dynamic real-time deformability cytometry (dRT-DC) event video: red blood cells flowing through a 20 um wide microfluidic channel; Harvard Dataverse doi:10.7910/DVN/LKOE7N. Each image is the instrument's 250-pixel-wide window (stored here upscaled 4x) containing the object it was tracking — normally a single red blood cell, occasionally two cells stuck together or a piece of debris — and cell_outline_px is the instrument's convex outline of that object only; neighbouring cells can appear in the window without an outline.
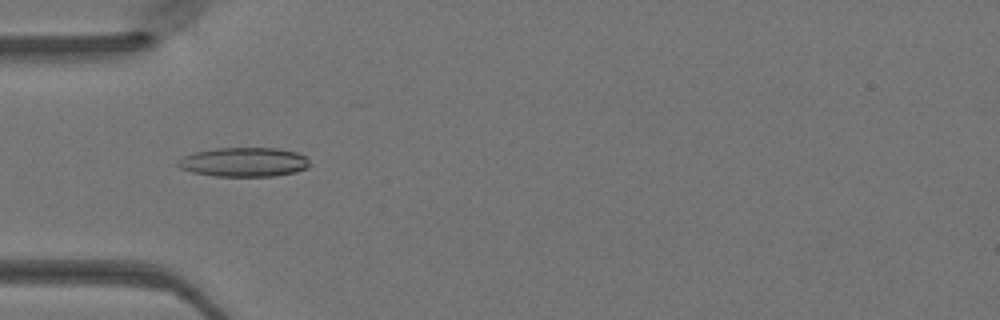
{"species": "Egyptian fruit bat (a non-hibernating species)", "species_latin": "Rousettus aegyptiacus", "temperature_condition": "warm", "stored_images_in_passage": 40, "camera_frame_rate_fps": 3000, "um_per_image_px": 0.085, "animal": {"sex": "female"}, "frame": {"image": 1, "passage_image": 10, "time_ms": 3.0, "image_size_px": [1000, 320], "cell_outline_px": [[308, 168], [296, 172], [276, 176], [216, 176], [192, 172], [180, 168], [176, 164], [176, 160], [192, 152], [216, 148], [276, 148], [296, 152], [304, 156], [308, 160]], "centroid_in_image_um": [20.7, 13.78], "position_along_channel_um": 64.3, "area_um2": 22.54}}
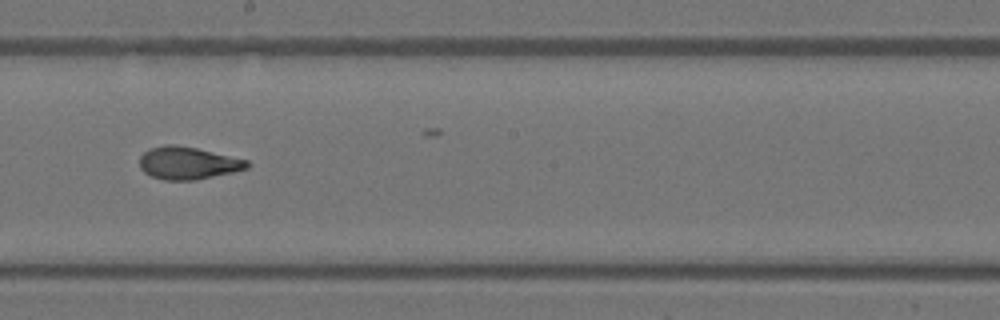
{"frame": {"image": 2, "passage_image": 22, "time_ms": 7.0, "image_size_px": [1000, 320], "cell_outline_px": [[248, 168], [232, 172], [196, 180], [164, 180], [152, 176], [144, 172], [140, 168], [140, 156], [148, 148], [164, 144], [172, 144], [196, 148], [248, 160]], "centroid_in_image_um": [15.93, 13.85], "position_along_channel_um": 232.3, "area_um2": 20.29}}
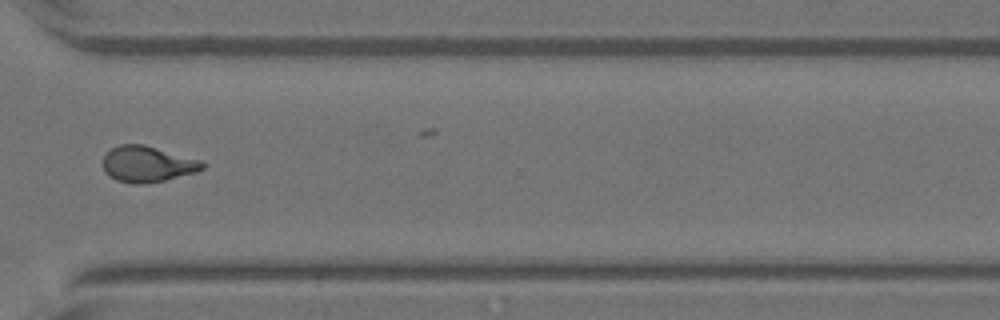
{"frame": {"image": 3, "passage_image": 31, "time_ms": 10.0, "image_size_px": [1000, 320], "cell_outline_px": [[204, 168], [196, 172], [164, 180], [144, 184], [132, 184], [116, 180], [108, 176], [104, 172], [104, 156], [112, 148], [120, 144], [144, 144], [200, 160], [204, 164]], "centroid_in_image_um": [12.51, 13.95], "position_along_channel_um": 358.1, "area_um2": 20.75}}